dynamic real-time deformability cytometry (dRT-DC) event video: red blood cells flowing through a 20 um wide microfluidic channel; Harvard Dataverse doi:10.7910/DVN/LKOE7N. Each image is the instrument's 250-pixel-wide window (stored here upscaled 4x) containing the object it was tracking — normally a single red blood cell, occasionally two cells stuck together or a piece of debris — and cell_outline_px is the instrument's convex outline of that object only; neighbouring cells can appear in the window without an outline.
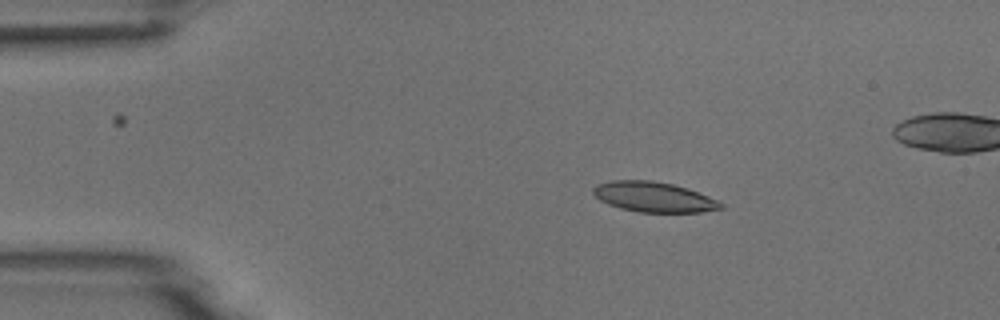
{"species": "common noctule bat (a hibernating species)", "species_latin": "Nyctalus noctula", "temperature_condition": "room temperature", "stored_images_in_passage": 5, "camera_frame_rate_fps": 3000, "um_per_image_px": 0.085, "animal": {"sex": "male", "body_mass_g": 18.8}, "frame": {"image": 1, "passage_image": 3, "time_ms": 2.333, "image_size_px": [1000, 320], "cell_outline_px": [[724, 208], [700, 212], [640, 212], [620, 208], [608, 204], [600, 200], [592, 192], [592, 188], [596, 184], [612, 180], [652, 180], [672, 184], [688, 188], [708, 196], [724, 204]], "centroid_in_image_um": [55.55, 16.73], "position_along_channel_um": 29.4, "area_um2": 22.43}}